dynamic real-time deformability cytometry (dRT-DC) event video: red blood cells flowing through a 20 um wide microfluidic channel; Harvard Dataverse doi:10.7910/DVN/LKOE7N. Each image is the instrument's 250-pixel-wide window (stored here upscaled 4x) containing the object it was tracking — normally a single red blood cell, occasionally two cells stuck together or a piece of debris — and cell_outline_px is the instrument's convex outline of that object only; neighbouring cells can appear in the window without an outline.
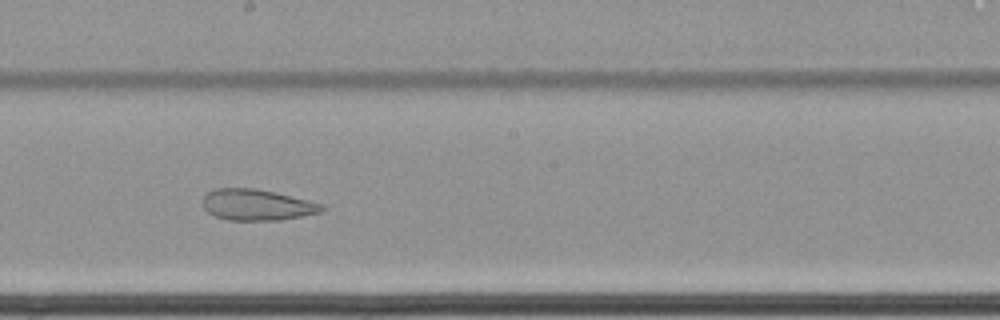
{"species": "common noctule bat (a hibernating species)", "species_latin": "Nyctalus noctula", "temperature_condition": "cold", "stored_images_in_passage": 55, "camera_frame_rate_fps": 3000, "um_per_image_px": 0.085, "animal": {"sex": "female", "body_mass_g": 22.7, "forearm_length_mm": 54.2}, "frame": {"image": 1, "passage_image": 32, "time_ms": 10.333, "image_size_px": [1000, 320], "cell_outline_px": [[328, 208], [324, 212], [280, 220], [228, 220], [216, 216], [208, 212], [204, 208], [204, 196], [208, 192], [216, 188], [256, 188], [308, 200], [324, 204]], "centroid_in_image_um": [21.9, 17.41], "position_along_channel_um": 226.3, "area_um2": 21.62}, "authors_computed_cell_mechanics": {"area_um2": 23.5824, "velocity_mm_per_s": 3.4256, "shape_relaxation_time_tau1_ms": null, "shape_relaxation_time_tau2_ms": 2.4242, "deformation_change_tau1": null, "deformation_change_tau2": 0.0961}}